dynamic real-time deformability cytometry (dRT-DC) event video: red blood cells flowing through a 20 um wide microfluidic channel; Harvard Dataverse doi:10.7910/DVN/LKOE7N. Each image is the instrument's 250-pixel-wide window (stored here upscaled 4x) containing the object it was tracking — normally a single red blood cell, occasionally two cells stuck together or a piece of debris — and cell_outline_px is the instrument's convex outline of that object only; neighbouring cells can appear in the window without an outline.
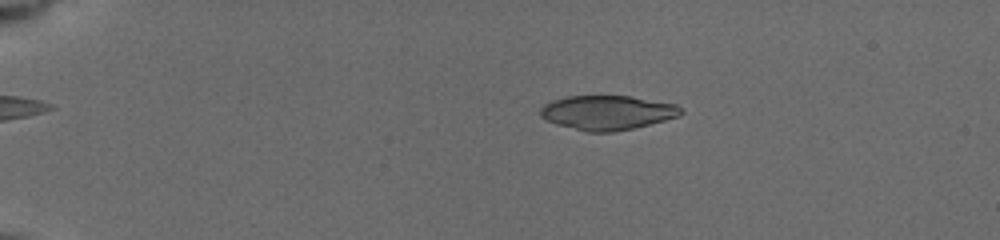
{"species": "common noctule bat (a hibernating species)", "species_latin": "Nyctalus noctula", "temperature_condition": "cold", "stored_images_in_passage": 11, "camera_frame_rate_fps": 3000, "um_per_image_px": 0.085, "animal": {"sex": "female", "body_mass_g": 19.5, "forearm_length_mm": 54.1}, "frame": {"image": 1, "passage_image": 4, "time_ms": 2.0, "image_size_px": [1000, 240], "cell_outline_px": [[684, 112], [680, 116], [632, 128], [612, 132], [584, 132], [556, 124], [540, 116], [540, 108], [544, 104], [552, 100], [568, 96], [632, 96], [676, 104]], "centroid_in_image_um": [51.61, 9.57], "position_along_channel_um": 33.4, "area_um2": 28.15}}